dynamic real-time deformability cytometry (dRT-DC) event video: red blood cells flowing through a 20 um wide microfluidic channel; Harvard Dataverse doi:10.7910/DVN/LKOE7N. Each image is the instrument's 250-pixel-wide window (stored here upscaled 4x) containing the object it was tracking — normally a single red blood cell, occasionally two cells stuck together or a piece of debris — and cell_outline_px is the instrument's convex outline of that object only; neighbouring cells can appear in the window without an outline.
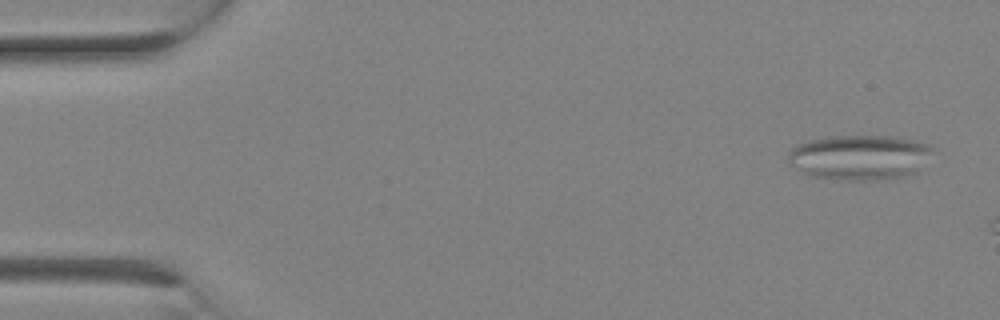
{"species": "Egyptian fruit bat (a non-hibernating species)", "species_latin": "Rousettus aegyptiacus", "temperature_condition": "room temperature", "stored_images_in_passage": 5, "camera_frame_rate_fps": 3000, "um_per_image_px": 0.085, "animal": {"sex": "female"}, "frame": {"image": 1, "passage_image": 1, "time_ms": 0.0, "image_size_px": [1000, 320], "cell_outline_px": [[936, 148], [916, 172], [900, 176], [876, 180], [836, 180], [812, 176], [788, 164], [788, 152], [792, 148], [808, 140], [828, 136], [888, 136], [912, 140], [928, 144]], "centroid_in_image_um": [73.04, 13.37], "position_along_channel_um": 12.0, "area_um2": 37.8}}